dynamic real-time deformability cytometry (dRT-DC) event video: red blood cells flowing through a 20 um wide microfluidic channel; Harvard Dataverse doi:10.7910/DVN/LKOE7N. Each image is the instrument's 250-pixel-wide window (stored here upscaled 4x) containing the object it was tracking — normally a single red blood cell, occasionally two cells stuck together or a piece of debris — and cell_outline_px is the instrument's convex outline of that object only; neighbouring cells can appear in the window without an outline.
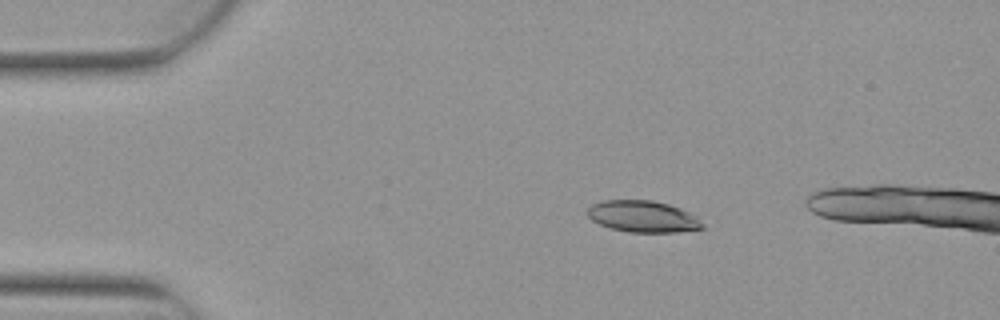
{"species": "Egyptian fruit bat (a non-hibernating species)", "species_latin": "Rousettus aegyptiacus", "temperature_condition": "warm", "stored_images_in_passage": 3, "camera_frame_rate_fps": 3000, "um_per_image_px": 0.085, "animal": {"sex": "female"}, "frame": {"image": 1, "passage_image": 1, "time_ms": 0.0, "image_size_px": [1000, 320], "cell_outline_px": [[704, 228], [676, 232], [628, 232], [612, 228], [600, 224], [592, 220], [584, 212], [592, 204], [600, 200], [652, 200], [668, 204], [680, 208], [688, 212], [704, 224]], "centroid_in_image_um": [54.6, 18.39], "position_along_channel_um": 30.4, "area_um2": 21.1}}